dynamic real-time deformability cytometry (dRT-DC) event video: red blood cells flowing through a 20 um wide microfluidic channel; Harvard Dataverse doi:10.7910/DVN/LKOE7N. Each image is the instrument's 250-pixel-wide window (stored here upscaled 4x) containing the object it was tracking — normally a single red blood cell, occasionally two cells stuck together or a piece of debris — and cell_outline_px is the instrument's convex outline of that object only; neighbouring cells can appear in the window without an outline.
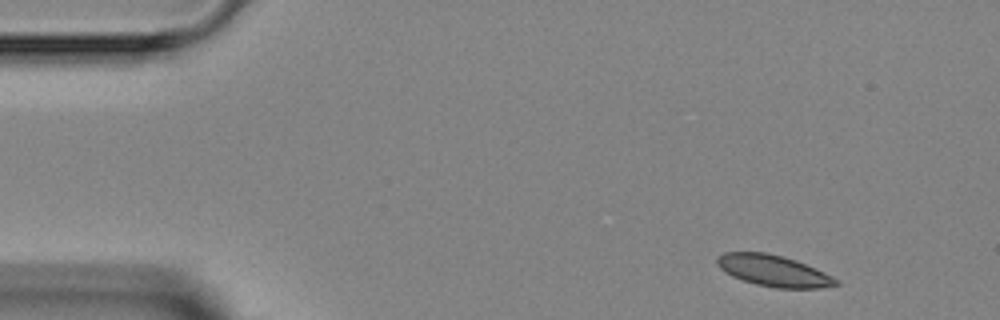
{"species": "Egyptian fruit bat (a non-hibernating species)", "species_latin": "Rousettus aegyptiacus", "temperature_condition": "room temperature", "stored_images_in_passage": 4, "segment_of_instrument_passage": [1, 2], "camera_frame_rate_fps": 3000, "um_per_image_px": 0.085, "animal": {"sex": "female"}, "frame": {"image": 1, "passage_image": 1, "time_ms": 0.0, "image_size_px": [1000, 320], "cell_outline_px": [[840, 284], [820, 288], [776, 288], [756, 284], [732, 276], [724, 272], [716, 264], [716, 256], [724, 252], [764, 252], [784, 256], [796, 260], [816, 268], [840, 280]], "centroid_in_image_um": [65.75, 23.0], "position_along_channel_um": 19.3, "area_um2": 21.85}}